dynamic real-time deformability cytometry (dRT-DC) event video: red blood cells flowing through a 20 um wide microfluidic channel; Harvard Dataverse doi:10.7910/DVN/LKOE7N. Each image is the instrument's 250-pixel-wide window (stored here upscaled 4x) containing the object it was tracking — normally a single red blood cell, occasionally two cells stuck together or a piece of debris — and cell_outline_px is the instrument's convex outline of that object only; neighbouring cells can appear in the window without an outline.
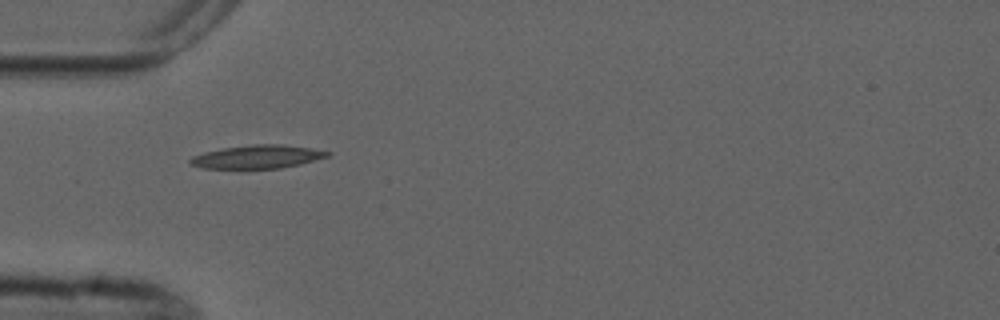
{"species": "common noctule bat (a hibernating species)", "species_latin": "Nyctalus noctula", "temperature_condition": "cold", "stored_images_in_passage": 1, "camera_frame_rate_fps": 3000, "um_per_image_px": 0.085, "animal": {"sex": "male", "forearm_length_mm": 52.5}, "frame": {"image": 1, "passage_image": 1, "time_ms": 0.0, "image_size_px": [1000, 320], "cell_outline_px": [[332, 152], [328, 156], [300, 164], [280, 168], [200, 168], [188, 164], [188, 160], [192, 156], [204, 152], [224, 148], [252, 144], [280, 144], [312, 148]], "centroid_in_image_um": [21.84, 13.32], "position_along_channel_um": 63.2, "area_um2": 18.61}}